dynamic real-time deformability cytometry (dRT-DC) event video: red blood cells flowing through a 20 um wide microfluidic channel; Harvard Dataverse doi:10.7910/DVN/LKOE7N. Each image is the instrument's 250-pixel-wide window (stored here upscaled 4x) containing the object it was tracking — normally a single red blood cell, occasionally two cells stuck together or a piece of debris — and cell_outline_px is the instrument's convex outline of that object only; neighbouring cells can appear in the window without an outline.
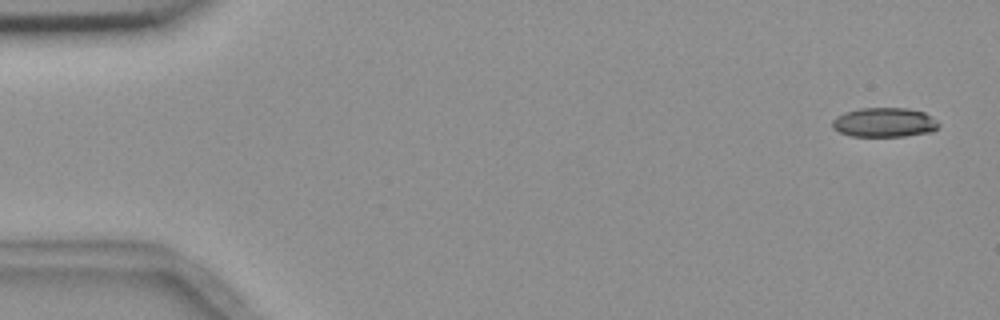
{"species": "common noctule bat (a hibernating species)", "species_latin": "Nyctalus noctula", "temperature_condition": "room temperature", "stored_images_in_passage": 4, "camera_frame_rate_fps": 3000, "um_per_image_px": 0.085, "animal": {"sex": "female", "body_mass_g": 18.4}, "frame": {"image": 1, "passage_image": 1, "time_ms": 0.0, "image_size_px": [1000, 320], "cell_outline_px": [[940, 124], [932, 132], [904, 136], [852, 136], [840, 132], [832, 128], [832, 120], [836, 116], [844, 112], [860, 108], [908, 108], [924, 112], [936, 120]], "centroid_in_image_um": [75.15, 10.4], "position_along_channel_um": 9.8, "area_um2": 18.26}}
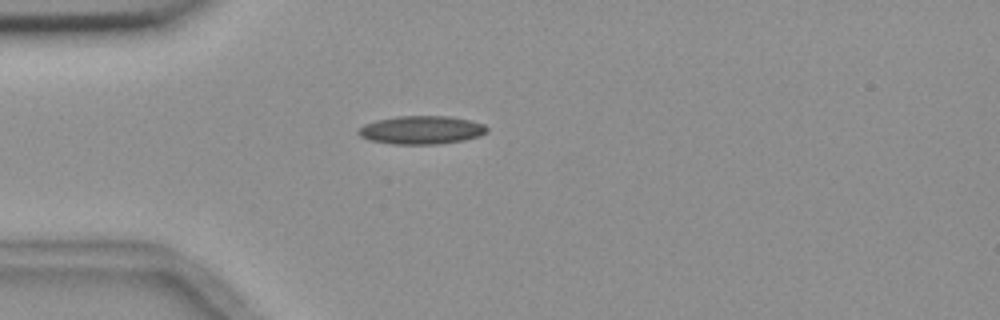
{"frame": {"image": 2, "passage_image": 4, "time_ms": 4.333, "image_size_px": [1000, 320], "cell_outline_px": [[488, 132], [480, 136], [464, 140], [436, 144], [392, 144], [368, 140], [360, 136], [356, 132], [364, 124], [376, 120], [396, 116], [452, 116], [472, 120], [484, 124], [488, 128]], "centroid_in_image_um": [35.84, 11.04], "position_along_channel_um": 49.2, "area_um2": 21.44}}